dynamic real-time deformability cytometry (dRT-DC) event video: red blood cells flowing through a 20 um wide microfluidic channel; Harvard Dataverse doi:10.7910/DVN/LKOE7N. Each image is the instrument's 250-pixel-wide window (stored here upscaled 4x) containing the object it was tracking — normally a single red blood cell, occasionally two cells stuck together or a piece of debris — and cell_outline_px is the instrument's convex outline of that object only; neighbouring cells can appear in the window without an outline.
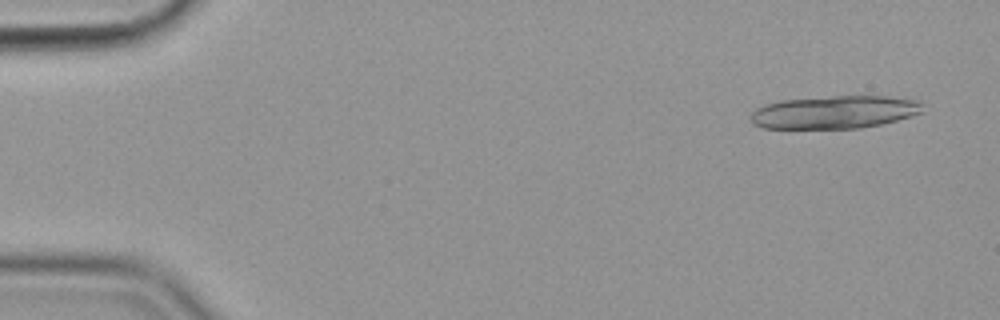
{"species": "common noctule bat (a hibernating species)", "species_latin": "Nyctalus noctula", "temperature_condition": "cold", "stored_images_in_passage": 19, "camera_frame_rate_fps": 3000, "um_per_image_px": 0.085, "animal": {"sex": "female", "body_mass_g": 19.9}, "frame": {"image": 1, "passage_image": 3, "time_ms": 0.667, "image_size_px": [1000, 320], "cell_outline_px": [[920, 112], [912, 116], [880, 124], [860, 128], [760, 128], [752, 124], [748, 116], [756, 108], [764, 104], [780, 100], [832, 96], [884, 96], [916, 100], [920, 104]], "centroid_in_image_um": [70.82, 9.53], "position_along_channel_um": 14.2, "area_um2": 32.89}}